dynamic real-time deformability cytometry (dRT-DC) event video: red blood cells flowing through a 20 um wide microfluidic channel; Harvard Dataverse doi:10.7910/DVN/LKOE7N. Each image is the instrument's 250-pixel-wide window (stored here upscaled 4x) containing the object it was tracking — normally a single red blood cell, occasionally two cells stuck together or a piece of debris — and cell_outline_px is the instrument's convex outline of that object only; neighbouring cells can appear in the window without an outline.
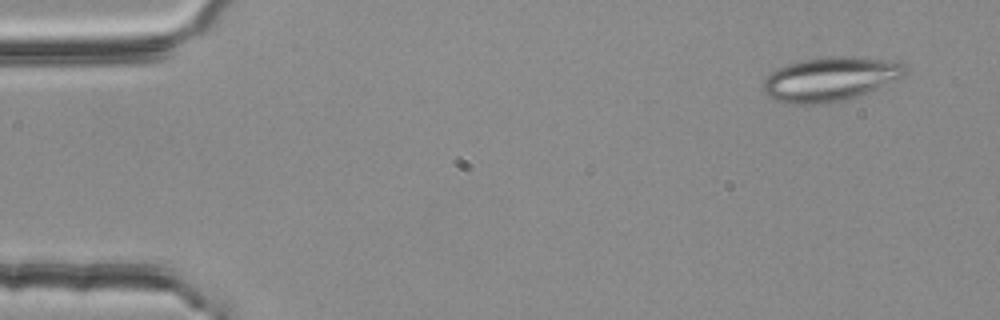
{"species": "common noctule bat (a hibernating species)", "species_latin": "Nyctalus noctula", "temperature_condition": "room temperature", "stored_images_in_passage": 3, "camera_frame_rate_fps": 3000, "um_per_image_px": 0.085, "animal": {"sex": "female", "body_mass_g": 25.1}, "frame": {"image": 1, "passage_image": 1, "time_ms": 0.0, "image_size_px": [1000, 320], "cell_outline_px": [[908, 72], [904, 76], [876, 88], [856, 96], [824, 104], [792, 104], [772, 100], [764, 92], [764, 80], [772, 72], [788, 64], [804, 60], [832, 56], [848, 56], [900, 60], [908, 64]], "centroid_in_image_um": [70.63, 6.7], "position_along_channel_um": 14.4, "area_um2": 36.47}}